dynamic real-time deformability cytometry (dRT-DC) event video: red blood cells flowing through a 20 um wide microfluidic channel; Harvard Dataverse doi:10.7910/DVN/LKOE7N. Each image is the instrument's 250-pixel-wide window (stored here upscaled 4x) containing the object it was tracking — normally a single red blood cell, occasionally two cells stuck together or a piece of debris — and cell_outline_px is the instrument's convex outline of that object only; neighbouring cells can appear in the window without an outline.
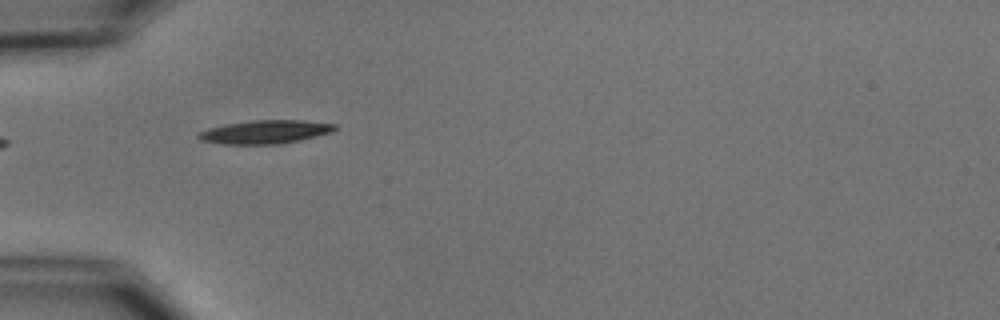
{"species": "common noctule bat (a hibernating species)", "species_latin": "Nyctalus noctula", "temperature_condition": "cold", "stored_images_in_passage": 7, "segment_of_instrument_passage": [2, 2], "camera_frame_rate_fps": 3000, "um_per_image_px": 0.085, "animal": {"sex": "male", "body_mass_g": 15.6}, "frame": {"image": 1, "passage_image": 6, "time_ms": 5.667, "image_size_px": [1000, 320], "cell_outline_px": [[336, 128], [332, 132], [300, 140], [276, 144], [224, 144], [200, 140], [196, 136], [200, 132], [208, 128], [228, 124], [252, 120], [304, 120], [336, 124]], "centroid_in_image_um": [22.55, 11.21], "position_along_channel_um": 62.4, "area_um2": 18.5}}